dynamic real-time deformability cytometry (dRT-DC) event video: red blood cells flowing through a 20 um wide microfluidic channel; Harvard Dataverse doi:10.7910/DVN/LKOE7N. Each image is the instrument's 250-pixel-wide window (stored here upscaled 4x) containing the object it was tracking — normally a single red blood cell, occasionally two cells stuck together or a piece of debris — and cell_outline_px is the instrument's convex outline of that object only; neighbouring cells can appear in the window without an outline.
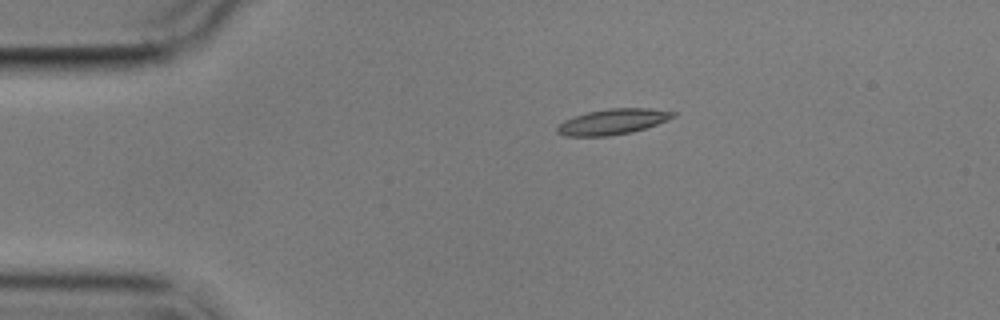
{"species": "common noctule bat (a hibernating species)", "species_latin": "Nyctalus noctula", "temperature_condition": "cold", "stored_images_in_passage": 7, "camera_frame_rate_fps": 3000, "um_per_image_px": 0.085, "animal": {"sex": "male", "body_mass_g": 17.9}, "frame": {"image": 1, "passage_image": 1, "time_ms": 0.0, "image_size_px": [1000, 320], "cell_outline_px": [[676, 116], [656, 124], [632, 132], [608, 136], [564, 136], [556, 132], [556, 128], [564, 120], [588, 112], [612, 108], [648, 108], [676, 112]], "centroid_in_image_um": [52.07, 10.35], "position_along_channel_um": 32.9, "area_um2": 17.05}}
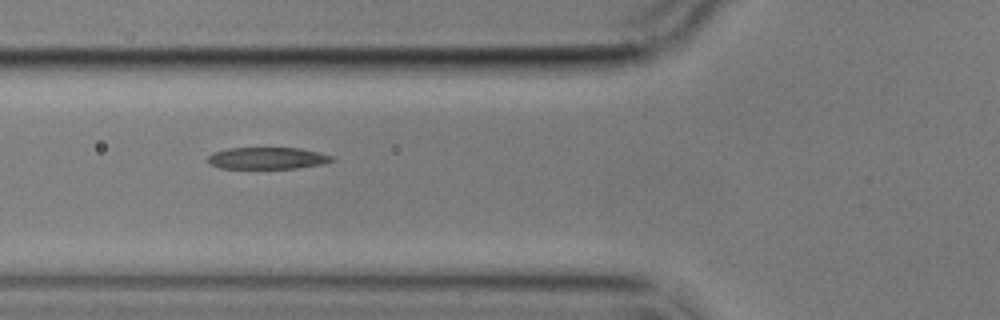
{"frame": {"image": 2, "passage_image": 4, "time_ms": 3.333, "image_size_px": [1000, 320], "cell_outline_px": [[336, 160], [320, 164], [296, 168], [220, 168], [208, 164], [208, 156], [212, 152], [228, 148], [300, 148], [320, 152], [332, 156]], "centroid_in_image_um": [22.7, 13.44], "position_along_channel_um": 103.1, "area_um2": 15.78}}
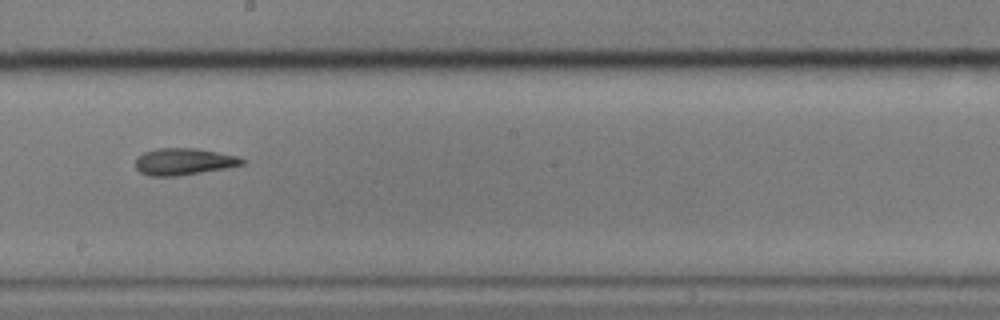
{"frame": {"image": 3, "passage_image": 7, "time_ms": 7.0, "image_size_px": [1000, 320], "cell_outline_px": [[244, 164], [228, 168], [180, 176], [152, 176], [140, 172], [136, 168], [136, 156], [144, 152], [156, 148], [196, 148], [236, 156], [244, 160]], "centroid_in_image_um": [15.59, 13.74], "position_along_channel_um": 232.6, "area_um2": 16.7}}